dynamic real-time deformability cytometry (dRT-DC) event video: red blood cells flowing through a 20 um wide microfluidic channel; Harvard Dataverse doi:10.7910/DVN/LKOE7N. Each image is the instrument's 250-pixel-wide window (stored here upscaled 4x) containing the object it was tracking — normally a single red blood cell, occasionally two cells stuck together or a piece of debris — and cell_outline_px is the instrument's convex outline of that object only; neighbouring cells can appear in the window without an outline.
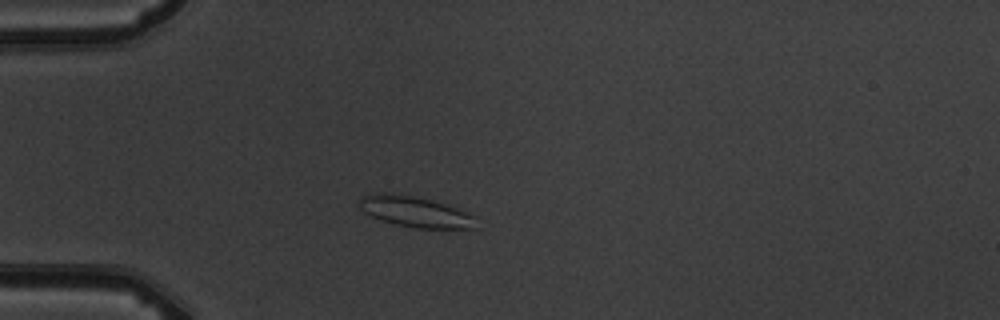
{"species": "common noctule bat (a hibernating species)", "species_latin": "Nyctalus noctula", "temperature_condition": "warm", "stored_images_in_passage": 4, "camera_frame_rate_fps": 3000, "um_per_image_px": 0.085, "animal": {"sex": "male", "body_mass_g": 19.5, "forearm_length_mm": 54.6}, "frame": {"image": 1, "passage_image": 4, "time_ms": 3.0, "image_size_px": [1000, 320], "cell_outline_px": [[476, 216], [472, 228], [416, 228], [396, 224], [380, 220], [364, 212], [360, 208], [360, 196], [376, 192], [392, 192], [432, 200], [468, 212]], "centroid_in_image_um": [35.23, 17.97], "position_along_channel_um": 49.8, "area_um2": 20.81}}